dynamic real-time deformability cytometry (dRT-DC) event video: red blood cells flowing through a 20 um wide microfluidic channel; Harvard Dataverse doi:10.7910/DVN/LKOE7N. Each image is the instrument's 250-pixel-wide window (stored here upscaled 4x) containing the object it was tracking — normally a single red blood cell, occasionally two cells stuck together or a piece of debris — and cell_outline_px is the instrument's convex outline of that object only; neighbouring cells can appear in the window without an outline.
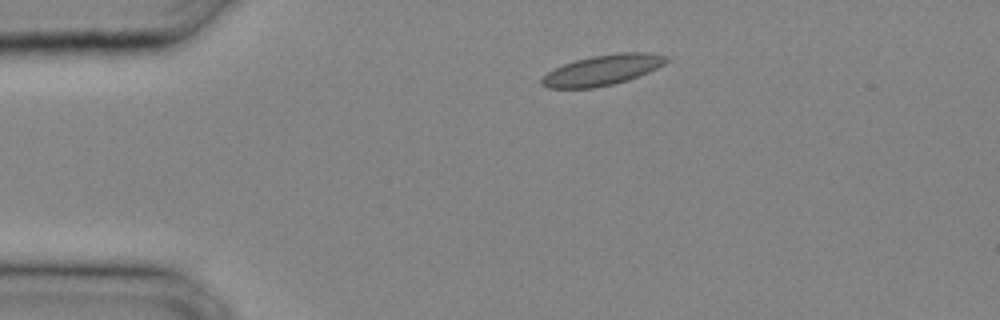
{"species": "common noctule bat (a hibernating species)", "species_latin": "Nyctalus noctula", "temperature_condition": "cold", "stored_images_in_passage": 16, "camera_frame_rate_fps": 3000, "um_per_image_px": 0.085, "animal": {"sex": "male", "body_mass_g": 20.4}, "frame": {"image": 1, "passage_image": 1, "time_ms": 0.0, "image_size_px": [1000, 320], "cell_outline_px": [[668, 60], [664, 64], [648, 72], [628, 80], [612, 84], [592, 88], [548, 88], [540, 84], [540, 80], [548, 72], [564, 64], [576, 60], [592, 56], [616, 52], [644, 52], [668, 56]], "centroid_in_image_um": [51.21, 5.95], "position_along_channel_um": 33.8, "area_um2": 21.91}}
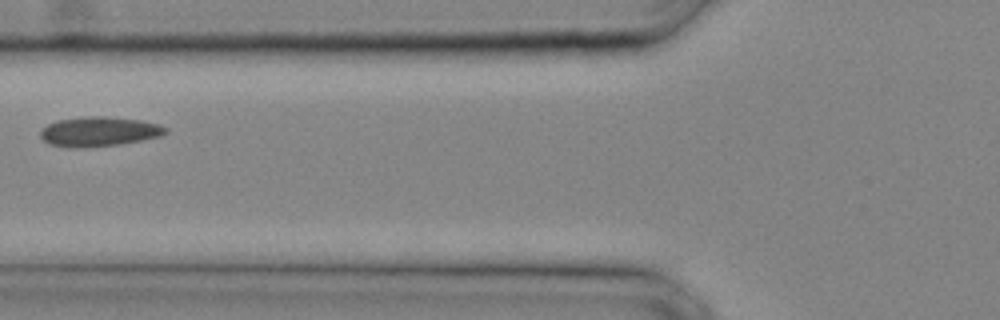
{"frame": {"image": 2, "passage_image": 7, "time_ms": 2.0, "image_size_px": [1000, 320], "cell_outline_px": [[168, 132], [160, 136], [144, 140], [120, 144], [76, 148], [68, 148], [48, 144], [40, 136], [40, 132], [48, 124], [56, 120], [84, 116], [100, 116], [140, 120], [156, 124], [168, 128]], "centroid_in_image_um": [8.4, 11.19], "position_along_channel_um": 117.4, "area_um2": 21.62}}
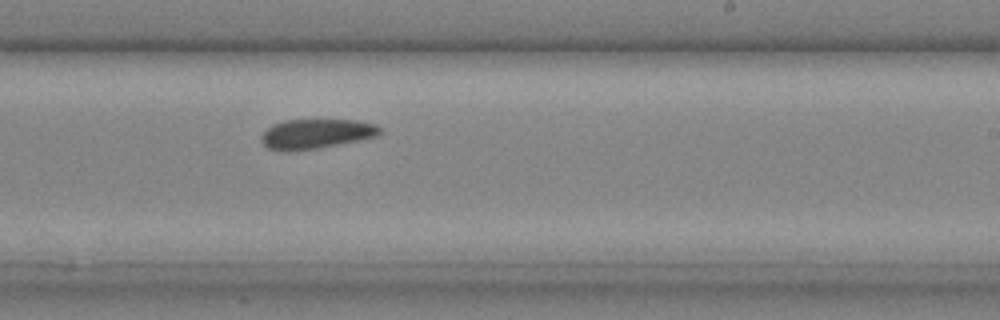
{"frame": {"image": 3, "passage_image": 14, "time_ms": 4.333, "image_size_px": [1000, 320], "cell_outline_px": [[380, 132], [376, 136], [320, 148], [296, 152], [280, 152], [268, 148], [260, 140], [260, 136], [272, 124], [284, 120], [352, 120], [376, 124], [380, 128]], "centroid_in_image_um": [26.79, 11.4], "position_along_channel_um": 262.2, "area_um2": 20.63}}